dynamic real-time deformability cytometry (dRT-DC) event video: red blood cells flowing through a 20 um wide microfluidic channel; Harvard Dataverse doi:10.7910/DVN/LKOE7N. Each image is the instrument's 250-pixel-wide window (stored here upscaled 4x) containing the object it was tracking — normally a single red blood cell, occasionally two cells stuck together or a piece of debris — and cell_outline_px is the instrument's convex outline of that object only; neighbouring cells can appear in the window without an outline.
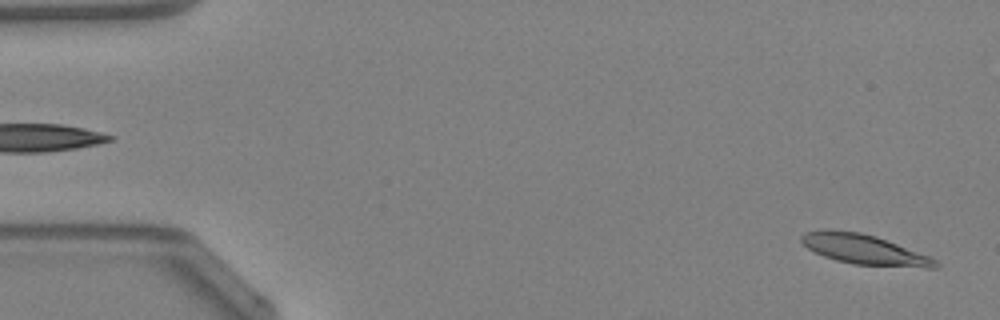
{"species": "Egyptian fruit bat (a non-hibernating species)", "species_latin": "Rousettus aegyptiacus", "temperature_condition": "warm", "stored_images_in_passage": 47, "camera_frame_rate_fps": 3000, "um_per_image_px": 0.085, "animal": {"sex": "female"}, "frame": {"image": 1, "passage_image": 1, "time_ms": 0.0, "image_size_px": [1000, 320], "cell_outline_px": [[940, 264], [936, 268], [928, 268], [852, 264], [836, 260], [824, 256], [808, 248], [800, 240], [800, 236], [804, 232], [860, 232], [876, 236], [928, 256], [936, 260]], "centroid_in_image_um": [73.52, 21.25], "position_along_channel_um": 11.5, "area_um2": 22.54}}
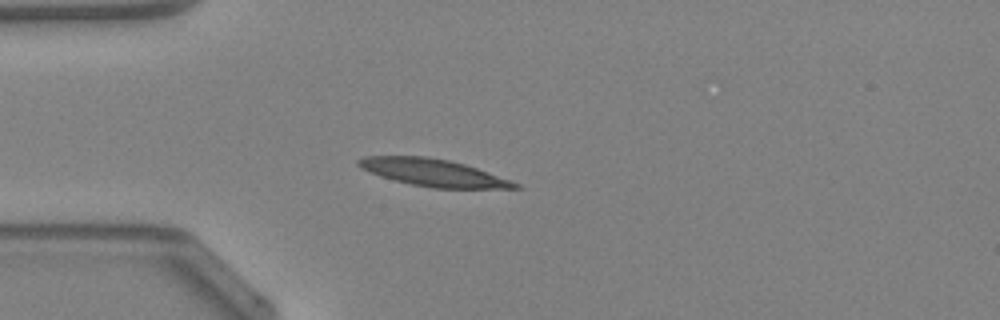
{"frame": {"image": 2, "passage_image": 12, "time_ms": 3.667, "image_size_px": [1000, 320], "cell_outline_px": [[520, 188], [432, 188], [412, 184], [380, 176], [360, 168], [356, 164], [356, 160], [364, 156], [428, 156], [448, 160], [464, 164], [512, 180], [520, 184]], "centroid_in_image_um": [36.8, 14.66], "position_along_channel_um": 48.2, "area_um2": 24.68}}
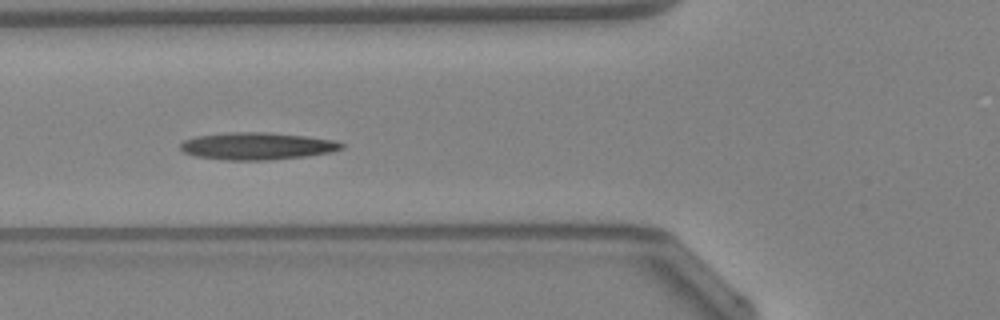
{"frame": {"image": 3, "passage_image": 17, "time_ms": 5.333, "image_size_px": [1000, 320], "cell_outline_px": [[344, 148], [332, 152], [304, 156], [272, 160], [228, 160], [196, 156], [184, 152], [180, 148], [180, 144], [184, 140], [196, 136], [228, 132], [268, 132], [304, 136], [332, 140], [344, 144]], "centroid_in_image_um": [21.84, 12.41], "position_along_channel_um": 104.0, "area_um2": 25.49}, "authors_computed_cell_mechanics": {"area_um2": 24.0448, "velocity_mm_per_s": 4.2275, "shape_relaxation_time_tau1_ms": 7.4438, "shape_relaxation_time_tau2_ms": 4.9523, "deformation_change_tau1": 0.2299, "deformation_change_tau2": 0.1518}}